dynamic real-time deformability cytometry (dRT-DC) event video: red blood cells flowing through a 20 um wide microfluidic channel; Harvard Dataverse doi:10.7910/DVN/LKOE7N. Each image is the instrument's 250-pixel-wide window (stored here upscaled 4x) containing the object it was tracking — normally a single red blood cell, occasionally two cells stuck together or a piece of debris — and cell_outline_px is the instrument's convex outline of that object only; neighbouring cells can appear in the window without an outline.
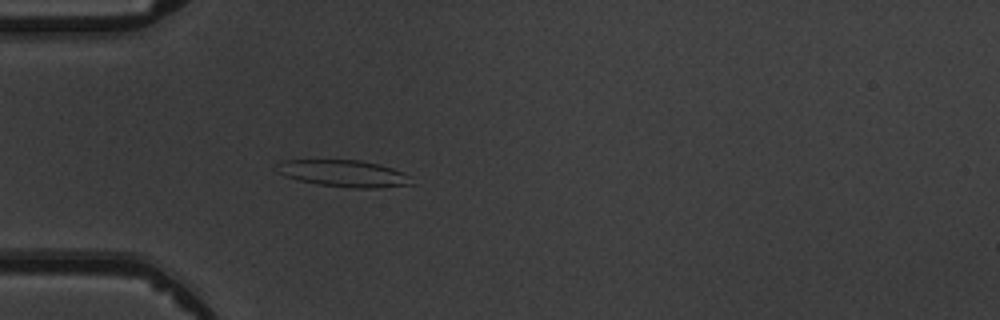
{"species": "common noctule bat (a hibernating species)", "species_latin": "Nyctalus noctula", "temperature_condition": "warm", "stored_images_in_passage": 3, "camera_frame_rate_fps": 3000, "um_per_image_px": 0.085, "animal": {"sex": "male", "body_mass_g": 19.5, "forearm_length_mm": 54.6}, "frame": {"image": 1, "passage_image": 3, "time_ms": 2.333, "image_size_px": [1000, 320], "cell_outline_px": [[416, 184], [376, 188], [352, 188], [320, 184], [300, 180], [284, 176], [276, 172], [272, 168], [276, 164], [284, 160], [360, 160], [380, 164], [392, 168], [408, 176]], "centroid_in_image_um": [29.17, 14.74], "position_along_channel_um": 55.8, "area_um2": 21.1}}